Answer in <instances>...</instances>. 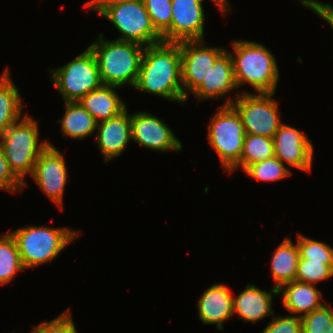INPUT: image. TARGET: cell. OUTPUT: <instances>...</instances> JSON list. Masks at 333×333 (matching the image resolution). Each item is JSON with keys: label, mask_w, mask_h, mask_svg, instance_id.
<instances>
[{"label": "cell", "mask_w": 333, "mask_h": 333, "mask_svg": "<svg viewBox=\"0 0 333 333\" xmlns=\"http://www.w3.org/2000/svg\"><path fill=\"white\" fill-rule=\"evenodd\" d=\"M134 88L168 101L185 104L187 100L182 87L179 43L163 41L146 46Z\"/></svg>", "instance_id": "obj_1"}, {"label": "cell", "mask_w": 333, "mask_h": 333, "mask_svg": "<svg viewBox=\"0 0 333 333\" xmlns=\"http://www.w3.org/2000/svg\"><path fill=\"white\" fill-rule=\"evenodd\" d=\"M234 77L237 88L249 84L256 93H275L279 68L271 50L256 41L231 40ZM234 54V55H233Z\"/></svg>", "instance_id": "obj_2"}, {"label": "cell", "mask_w": 333, "mask_h": 333, "mask_svg": "<svg viewBox=\"0 0 333 333\" xmlns=\"http://www.w3.org/2000/svg\"><path fill=\"white\" fill-rule=\"evenodd\" d=\"M98 39L88 47L93 52L103 85L135 87L145 46L121 40Z\"/></svg>", "instance_id": "obj_3"}, {"label": "cell", "mask_w": 333, "mask_h": 333, "mask_svg": "<svg viewBox=\"0 0 333 333\" xmlns=\"http://www.w3.org/2000/svg\"><path fill=\"white\" fill-rule=\"evenodd\" d=\"M49 141H39L38 122L27 113L0 137V147L12 172L27 186L26 175H32L39 155Z\"/></svg>", "instance_id": "obj_4"}, {"label": "cell", "mask_w": 333, "mask_h": 333, "mask_svg": "<svg viewBox=\"0 0 333 333\" xmlns=\"http://www.w3.org/2000/svg\"><path fill=\"white\" fill-rule=\"evenodd\" d=\"M79 232L69 227L33 225L9 233L15 239L25 270H28L54 260L67 245L79 237Z\"/></svg>", "instance_id": "obj_5"}, {"label": "cell", "mask_w": 333, "mask_h": 333, "mask_svg": "<svg viewBox=\"0 0 333 333\" xmlns=\"http://www.w3.org/2000/svg\"><path fill=\"white\" fill-rule=\"evenodd\" d=\"M208 143L215 150L221 166L228 173L240 162L245 130L242 119L232 105H222L211 116Z\"/></svg>", "instance_id": "obj_6"}, {"label": "cell", "mask_w": 333, "mask_h": 333, "mask_svg": "<svg viewBox=\"0 0 333 333\" xmlns=\"http://www.w3.org/2000/svg\"><path fill=\"white\" fill-rule=\"evenodd\" d=\"M49 74L64 102H78L103 85L96 58L89 47L62 67L49 68Z\"/></svg>", "instance_id": "obj_7"}, {"label": "cell", "mask_w": 333, "mask_h": 333, "mask_svg": "<svg viewBox=\"0 0 333 333\" xmlns=\"http://www.w3.org/2000/svg\"><path fill=\"white\" fill-rule=\"evenodd\" d=\"M100 16L107 19L121 34L117 40L150 46L163 42L156 31L142 0L120 2L108 6Z\"/></svg>", "instance_id": "obj_8"}, {"label": "cell", "mask_w": 333, "mask_h": 333, "mask_svg": "<svg viewBox=\"0 0 333 333\" xmlns=\"http://www.w3.org/2000/svg\"><path fill=\"white\" fill-rule=\"evenodd\" d=\"M240 92L231 105L242 119L245 134L273 138L283 123L279 117V104L273 98L275 93Z\"/></svg>", "instance_id": "obj_9"}, {"label": "cell", "mask_w": 333, "mask_h": 333, "mask_svg": "<svg viewBox=\"0 0 333 333\" xmlns=\"http://www.w3.org/2000/svg\"><path fill=\"white\" fill-rule=\"evenodd\" d=\"M203 40L179 42L181 52L182 87L188 101L204 81L215 61L227 50L224 47L206 46Z\"/></svg>", "instance_id": "obj_10"}, {"label": "cell", "mask_w": 333, "mask_h": 333, "mask_svg": "<svg viewBox=\"0 0 333 333\" xmlns=\"http://www.w3.org/2000/svg\"><path fill=\"white\" fill-rule=\"evenodd\" d=\"M65 157L50 141L49 146L39 155L34 165L35 184L63 211L64 190L68 171Z\"/></svg>", "instance_id": "obj_11"}, {"label": "cell", "mask_w": 333, "mask_h": 333, "mask_svg": "<svg viewBox=\"0 0 333 333\" xmlns=\"http://www.w3.org/2000/svg\"><path fill=\"white\" fill-rule=\"evenodd\" d=\"M132 140L144 148L157 152H179L182 142L165 122L148 112L131 115Z\"/></svg>", "instance_id": "obj_12"}, {"label": "cell", "mask_w": 333, "mask_h": 333, "mask_svg": "<svg viewBox=\"0 0 333 333\" xmlns=\"http://www.w3.org/2000/svg\"><path fill=\"white\" fill-rule=\"evenodd\" d=\"M305 133L294 126L282 123L274 134V154L288 168L311 171L314 147Z\"/></svg>", "instance_id": "obj_13"}, {"label": "cell", "mask_w": 333, "mask_h": 333, "mask_svg": "<svg viewBox=\"0 0 333 333\" xmlns=\"http://www.w3.org/2000/svg\"><path fill=\"white\" fill-rule=\"evenodd\" d=\"M205 0H171V42L204 39L206 14L203 8ZM223 15L227 13L214 1Z\"/></svg>", "instance_id": "obj_14"}, {"label": "cell", "mask_w": 333, "mask_h": 333, "mask_svg": "<svg viewBox=\"0 0 333 333\" xmlns=\"http://www.w3.org/2000/svg\"><path fill=\"white\" fill-rule=\"evenodd\" d=\"M237 89L234 77L233 61L231 54L226 50L211 67L207 77L202 84L192 93L193 97L199 101L207 99H225L223 105H231L241 92H237L236 98L229 95L231 91ZM229 93V94H228Z\"/></svg>", "instance_id": "obj_15"}, {"label": "cell", "mask_w": 333, "mask_h": 333, "mask_svg": "<svg viewBox=\"0 0 333 333\" xmlns=\"http://www.w3.org/2000/svg\"><path fill=\"white\" fill-rule=\"evenodd\" d=\"M97 148L102 153L105 162L119 157L132 141L131 114L126 109L121 114L97 123Z\"/></svg>", "instance_id": "obj_16"}, {"label": "cell", "mask_w": 333, "mask_h": 333, "mask_svg": "<svg viewBox=\"0 0 333 333\" xmlns=\"http://www.w3.org/2000/svg\"><path fill=\"white\" fill-rule=\"evenodd\" d=\"M197 310L203 324H214L218 330H223V322L234 314L233 295L229 287L222 283L212 284L199 297Z\"/></svg>", "instance_id": "obj_17"}, {"label": "cell", "mask_w": 333, "mask_h": 333, "mask_svg": "<svg viewBox=\"0 0 333 333\" xmlns=\"http://www.w3.org/2000/svg\"><path fill=\"white\" fill-rule=\"evenodd\" d=\"M274 295H278V289L274 287L267 291L261 290L254 284H248L240 294L233 296V313H236L239 319L252 324L265 319L266 316H273Z\"/></svg>", "instance_id": "obj_18"}, {"label": "cell", "mask_w": 333, "mask_h": 333, "mask_svg": "<svg viewBox=\"0 0 333 333\" xmlns=\"http://www.w3.org/2000/svg\"><path fill=\"white\" fill-rule=\"evenodd\" d=\"M279 295L284 308L300 318L324 305L323 294L314 284L292 281L278 289Z\"/></svg>", "instance_id": "obj_19"}, {"label": "cell", "mask_w": 333, "mask_h": 333, "mask_svg": "<svg viewBox=\"0 0 333 333\" xmlns=\"http://www.w3.org/2000/svg\"><path fill=\"white\" fill-rule=\"evenodd\" d=\"M118 88L102 85L86 94L78 102L95 118L97 123L105 121L127 109L125 101L117 93Z\"/></svg>", "instance_id": "obj_20"}, {"label": "cell", "mask_w": 333, "mask_h": 333, "mask_svg": "<svg viewBox=\"0 0 333 333\" xmlns=\"http://www.w3.org/2000/svg\"><path fill=\"white\" fill-rule=\"evenodd\" d=\"M272 254L270 269L275 281L273 287L279 289L295 281L300 252L297 243L294 244L290 237H285Z\"/></svg>", "instance_id": "obj_21"}, {"label": "cell", "mask_w": 333, "mask_h": 333, "mask_svg": "<svg viewBox=\"0 0 333 333\" xmlns=\"http://www.w3.org/2000/svg\"><path fill=\"white\" fill-rule=\"evenodd\" d=\"M65 114L58 119L64 137L83 140L96 132L97 122L79 102H64Z\"/></svg>", "instance_id": "obj_22"}, {"label": "cell", "mask_w": 333, "mask_h": 333, "mask_svg": "<svg viewBox=\"0 0 333 333\" xmlns=\"http://www.w3.org/2000/svg\"><path fill=\"white\" fill-rule=\"evenodd\" d=\"M23 100L7 67L0 77V137L24 116Z\"/></svg>", "instance_id": "obj_23"}, {"label": "cell", "mask_w": 333, "mask_h": 333, "mask_svg": "<svg viewBox=\"0 0 333 333\" xmlns=\"http://www.w3.org/2000/svg\"><path fill=\"white\" fill-rule=\"evenodd\" d=\"M273 156H275L273 138L245 134L240 162L229 174L238 170L240 167L244 171L249 165L262 162Z\"/></svg>", "instance_id": "obj_24"}, {"label": "cell", "mask_w": 333, "mask_h": 333, "mask_svg": "<svg viewBox=\"0 0 333 333\" xmlns=\"http://www.w3.org/2000/svg\"><path fill=\"white\" fill-rule=\"evenodd\" d=\"M22 270L25 268L15 239L10 233L0 235V285L8 284Z\"/></svg>", "instance_id": "obj_25"}, {"label": "cell", "mask_w": 333, "mask_h": 333, "mask_svg": "<svg viewBox=\"0 0 333 333\" xmlns=\"http://www.w3.org/2000/svg\"><path fill=\"white\" fill-rule=\"evenodd\" d=\"M150 16L153 27L164 42H171V0H142Z\"/></svg>", "instance_id": "obj_26"}, {"label": "cell", "mask_w": 333, "mask_h": 333, "mask_svg": "<svg viewBox=\"0 0 333 333\" xmlns=\"http://www.w3.org/2000/svg\"><path fill=\"white\" fill-rule=\"evenodd\" d=\"M276 156L270 157L262 162L249 165L244 172L258 182H275L289 177L292 172Z\"/></svg>", "instance_id": "obj_27"}, {"label": "cell", "mask_w": 333, "mask_h": 333, "mask_svg": "<svg viewBox=\"0 0 333 333\" xmlns=\"http://www.w3.org/2000/svg\"><path fill=\"white\" fill-rule=\"evenodd\" d=\"M332 277L333 262H309L307 259H299L295 281L316 285Z\"/></svg>", "instance_id": "obj_28"}, {"label": "cell", "mask_w": 333, "mask_h": 333, "mask_svg": "<svg viewBox=\"0 0 333 333\" xmlns=\"http://www.w3.org/2000/svg\"><path fill=\"white\" fill-rule=\"evenodd\" d=\"M297 245L300 252L299 259L309 262H333V247L303 234H297Z\"/></svg>", "instance_id": "obj_29"}, {"label": "cell", "mask_w": 333, "mask_h": 333, "mask_svg": "<svg viewBox=\"0 0 333 333\" xmlns=\"http://www.w3.org/2000/svg\"><path fill=\"white\" fill-rule=\"evenodd\" d=\"M302 333H333V305L325 304L301 318Z\"/></svg>", "instance_id": "obj_30"}, {"label": "cell", "mask_w": 333, "mask_h": 333, "mask_svg": "<svg viewBox=\"0 0 333 333\" xmlns=\"http://www.w3.org/2000/svg\"><path fill=\"white\" fill-rule=\"evenodd\" d=\"M31 333H78L71 310L62 312L51 321H43L34 326Z\"/></svg>", "instance_id": "obj_31"}, {"label": "cell", "mask_w": 333, "mask_h": 333, "mask_svg": "<svg viewBox=\"0 0 333 333\" xmlns=\"http://www.w3.org/2000/svg\"><path fill=\"white\" fill-rule=\"evenodd\" d=\"M261 333H302V320L295 315H273Z\"/></svg>", "instance_id": "obj_32"}, {"label": "cell", "mask_w": 333, "mask_h": 333, "mask_svg": "<svg viewBox=\"0 0 333 333\" xmlns=\"http://www.w3.org/2000/svg\"><path fill=\"white\" fill-rule=\"evenodd\" d=\"M24 188V183L12 172L0 147V189L15 194Z\"/></svg>", "instance_id": "obj_33"}, {"label": "cell", "mask_w": 333, "mask_h": 333, "mask_svg": "<svg viewBox=\"0 0 333 333\" xmlns=\"http://www.w3.org/2000/svg\"><path fill=\"white\" fill-rule=\"evenodd\" d=\"M301 5L316 13L321 19L326 21L333 29V5L319 2L318 0H300Z\"/></svg>", "instance_id": "obj_34"}, {"label": "cell", "mask_w": 333, "mask_h": 333, "mask_svg": "<svg viewBox=\"0 0 333 333\" xmlns=\"http://www.w3.org/2000/svg\"><path fill=\"white\" fill-rule=\"evenodd\" d=\"M127 1L133 0H89L87 3H85L84 7L96 11V13L100 15L108 6Z\"/></svg>", "instance_id": "obj_35"}, {"label": "cell", "mask_w": 333, "mask_h": 333, "mask_svg": "<svg viewBox=\"0 0 333 333\" xmlns=\"http://www.w3.org/2000/svg\"><path fill=\"white\" fill-rule=\"evenodd\" d=\"M226 13L231 11V6L228 0H214Z\"/></svg>", "instance_id": "obj_36"}]
</instances>
